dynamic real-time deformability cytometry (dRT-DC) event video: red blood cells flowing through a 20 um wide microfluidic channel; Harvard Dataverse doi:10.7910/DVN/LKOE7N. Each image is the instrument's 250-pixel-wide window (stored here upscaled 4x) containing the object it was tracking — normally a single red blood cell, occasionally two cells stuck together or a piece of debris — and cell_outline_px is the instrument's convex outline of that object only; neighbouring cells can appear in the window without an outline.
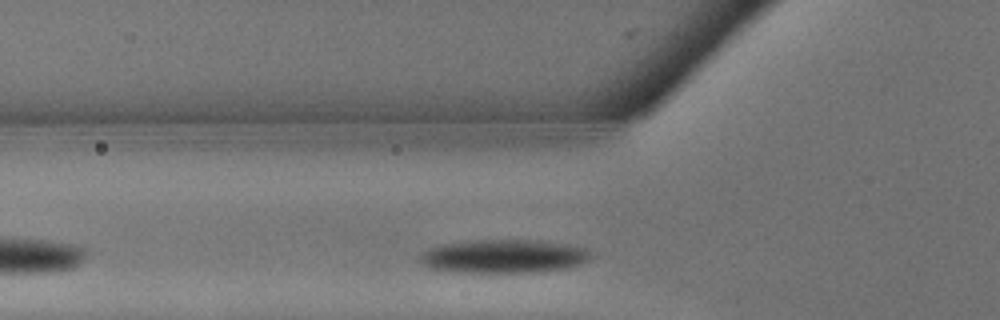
{"species": "common noctule bat (a hibernating species)", "species_latin": "Nyctalus noctula", "temperature_condition": "warm", "stored_images_in_passage": 7, "camera_frame_rate_fps": 3000, "um_per_image_px": 0.085, "animal": {"sex": "male", "body_mass_g": 13.3}, "frame": {"image": 1, "passage_image": 3, "time_ms": 0.667, "image_size_px": [1000, 320], "cell_outline_px": [[588, 256], [580, 264], [564, 268], [536, 272], [460, 272], [428, 268], [420, 260], [420, 256], [428, 248], [440, 244], [468, 240], [540, 240], [568, 244], [588, 248]], "centroid_in_image_um": [42.77, 21.77], "position_along_channel_um": 83.0, "area_um2": 33.23}}
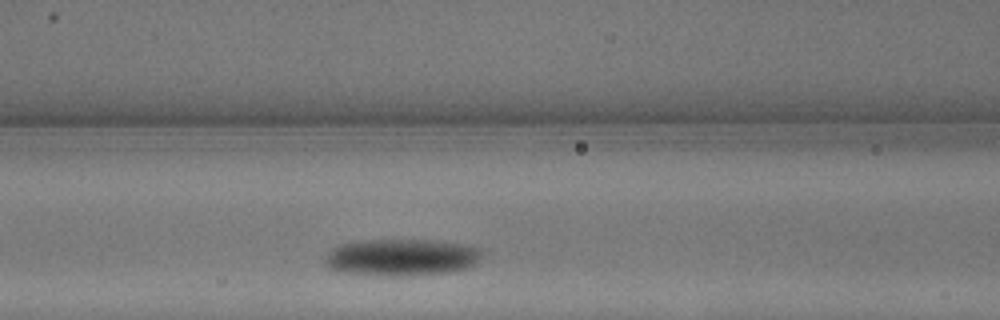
{"frame": {"image": 2, "passage_image": 5, "time_ms": 1.333, "image_size_px": [1000, 320], "cell_outline_px": [[480, 256], [476, 264], [468, 268], [448, 272], [400, 276], [392, 276], [340, 272], [328, 268], [324, 264], [324, 260], [328, 252], [332, 248], [340, 244], [360, 240], [436, 240], [464, 244], [480, 248]], "centroid_in_image_um": [34.09, 21.87], "position_along_channel_um": 132.5, "area_um2": 33.93}}
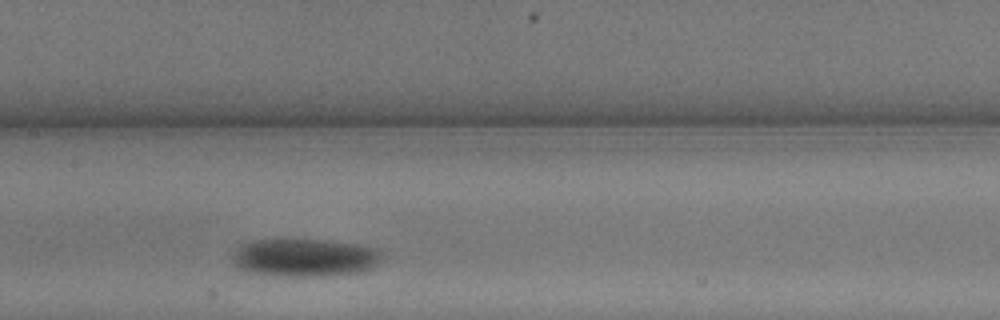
{"frame": {"image": 3, "passage_image": 7, "time_ms": 2.0, "image_size_px": [1000, 320], "cell_outline_px": [[384, 252], [380, 260], [372, 268], [360, 272], [324, 276], [280, 276], [244, 272], [236, 268], [228, 260], [240, 244], [252, 240], [320, 240], [356, 244], [380, 248]], "centroid_in_image_um": [25.84, 21.91], "position_along_channel_um": 181.6, "area_um2": 33.64}}